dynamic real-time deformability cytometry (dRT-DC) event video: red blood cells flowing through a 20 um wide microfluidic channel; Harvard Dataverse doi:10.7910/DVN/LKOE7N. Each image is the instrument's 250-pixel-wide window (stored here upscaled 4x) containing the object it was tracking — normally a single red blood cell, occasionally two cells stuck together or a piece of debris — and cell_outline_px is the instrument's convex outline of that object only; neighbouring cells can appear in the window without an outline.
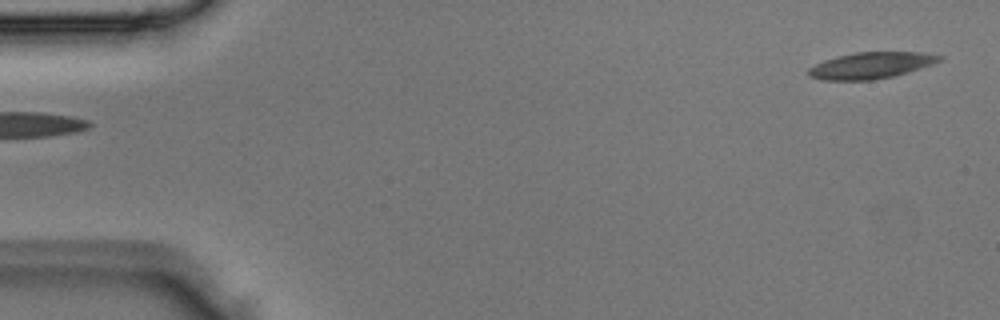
{"species": "Egyptian fruit bat (a non-hibernating species)", "species_latin": "Rousettus aegyptiacus", "temperature_condition": "room temperature", "stored_images_in_passage": 4, "camera_frame_rate_fps": 3000, "um_per_image_px": 0.085, "animal": {"sex": "male"}, "frame": {"image": 1, "passage_image": 4, "time_ms": 1.0, "image_size_px": [1000, 320], "cell_outline_px": [[944, 60], [908, 72], [892, 76], [872, 80], [820, 80], [808, 76], [808, 68], [824, 60], [836, 56], [856, 52], [924, 52], [944, 56]], "centroid_in_image_um": [74.04, 5.55], "position_along_channel_um": 11.0, "area_um2": 20.23}}